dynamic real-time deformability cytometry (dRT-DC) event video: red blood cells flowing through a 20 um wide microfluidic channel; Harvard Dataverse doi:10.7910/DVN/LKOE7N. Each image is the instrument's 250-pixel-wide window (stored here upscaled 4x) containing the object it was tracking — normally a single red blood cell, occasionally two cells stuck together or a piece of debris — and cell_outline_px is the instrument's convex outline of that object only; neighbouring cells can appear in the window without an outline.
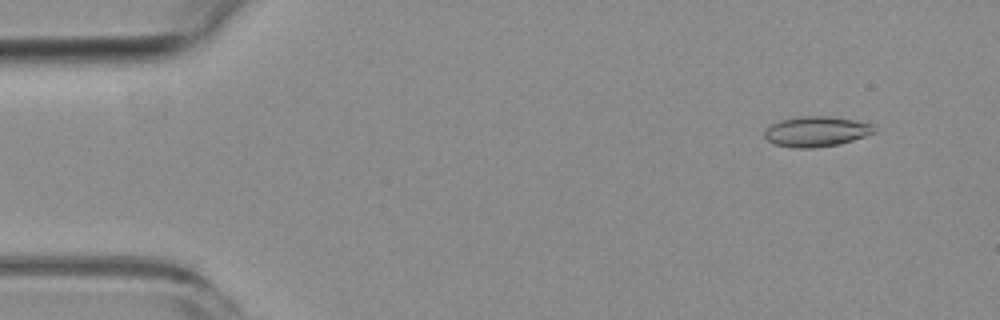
{"species": "common noctule bat (a hibernating species)", "species_latin": "Nyctalus noctula", "temperature_condition": "room temperature", "stored_images_in_passage": 53, "camera_frame_rate_fps": 3000, "um_per_image_px": 0.085, "animal": {"sex": "female", "body_mass_g": 19.3, "forearm_length_mm": 54.1}, "frame": {"image": 1, "passage_image": 2, "time_ms": 0.333, "image_size_px": [1000, 320], "cell_outline_px": [[876, 132], [840, 144], [812, 148], [796, 148], [772, 144], [764, 136], [764, 128], [780, 120], [804, 116], [828, 116], [856, 120], [872, 124], [876, 128]], "centroid_in_image_um": [69.37, 11.18], "position_along_channel_um": 15.6, "area_um2": 19.42}}
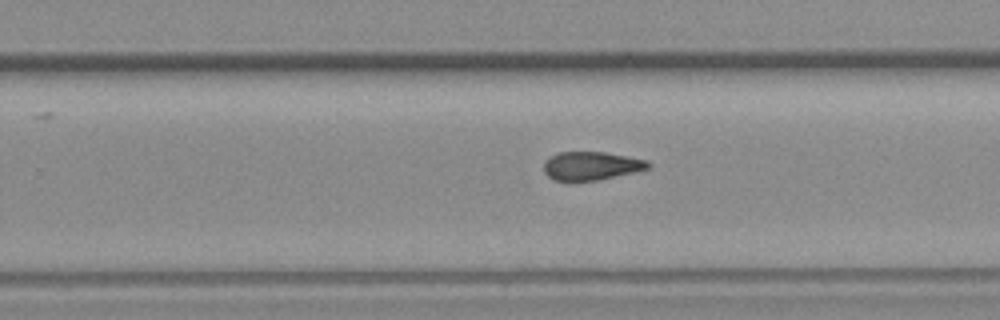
{"frame": {"image": 2, "passage_image": 32, "time_ms": 10.333, "image_size_px": [1000, 320], "cell_outline_px": [[652, 168], [596, 180], [552, 180], [544, 172], [544, 160], [560, 152], [604, 152], [648, 160], [652, 164]], "centroid_in_image_um": [50.28, 14.09], "position_along_channel_um": 279.5, "area_um2": 17.17}}
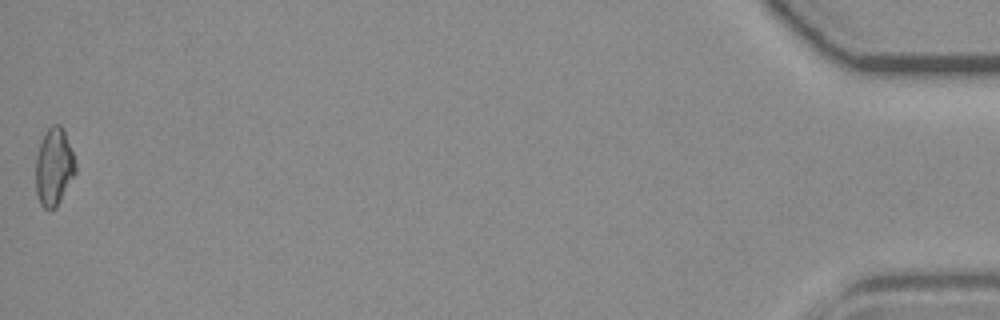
{"frame": {"image": 3, "passage_image": 53, "time_ms": 17.333, "image_size_px": [1000, 320], "cell_outline_px": [[76, 172], [56, 208], [48, 212], [40, 204], [36, 192], [36, 156], [40, 140], [44, 132], [52, 124], [60, 124], [64, 132], [72, 152], [76, 164]], "centroid_in_image_um": [4.56, 14.21], "position_along_channel_um": 430.6, "area_um2": 18.09}, "authors_computed_cell_mechanics": {"area_um2": 18.0914, "velocity_mm_per_s": 3.6602, "shape_relaxation_time_tau1_ms": null, "shape_relaxation_time_tau2_ms": 6.3444, "deformation_change_tau1": null, "deformation_change_tau2": 0.1436}}